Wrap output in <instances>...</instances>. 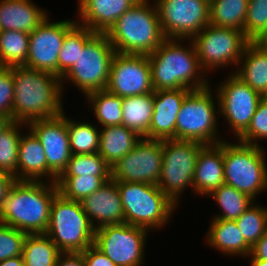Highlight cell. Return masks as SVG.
Listing matches in <instances>:
<instances>
[{"instance_id":"1","label":"cell","mask_w":267,"mask_h":266,"mask_svg":"<svg viewBox=\"0 0 267 266\" xmlns=\"http://www.w3.org/2000/svg\"><path fill=\"white\" fill-rule=\"evenodd\" d=\"M14 97L13 122L31 121L61 115L62 84L58 76L22 66H12Z\"/></svg>"},{"instance_id":"2","label":"cell","mask_w":267,"mask_h":266,"mask_svg":"<svg viewBox=\"0 0 267 266\" xmlns=\"http://www.w3.org/2000/svg\"><path fill=\"white\" fill-rule=\"evenodd\" d=\"M48 182L16 180L0 208V223L27 234L46 233L58 193L57 184Z\"/></svg>"},{"instance_id":"3","label":"cell","mask_w":267,"mask_h":266,"mask_svg":"<svg viewBox=\"0 0 267 266\" xmlns=\"http://www.w3.org/2000/svg\"><path fill=\"white\" fill-rule=\"evenodd\" d=\"M179 41L183 40L166 38L148 55L154 91L179 88L199 90L209 86L206 77L201 75L204 72L192 40L189 49Z\"/></svg>"},{"instance_id":"4","label":"cell","mask_w":267,"mask_h":266,"mask_svg":"<svg viewBox=\"0 0 267 266\" xmlns=\"http://www.w3.org/2000/svg\"><path fill=\"white\" fill-rule=\"evenodd\" d=\"M139 0L106 33L117 53L149 55L166 39L157 7Z\"/></svg>"},{"instance_id":"5","label":"cell","mask_w":267,"mask_h":266,"mask_svg":"<svg viewBox=\"0 0 267 266\" xmlns=\"http://www.w3.org/2000/svg\"><path fill=\"white\" fill-rule=\"evenodd\" d=\"M124 211V223L147 229L164 226L176 205L157 185L116 182Z\"/></svg>"},{"instance_id":"6","label":"cell","mask_w":267,"mask_h":266,"mask_svg":"<svg viewBox=\"0 0 267 266\" xmlns=\"http://www.w3.org/2000/svg\"><path fill=\"white\" fill-rule=\"evenodd\" d=\"M62 252H82L94 243L95 229L81 202L55 195L46 231Z\"/></svg>"},{"instance_id":"7","label":"cell","mask_w":267,"mask_h":266,"mask_svg":"<svg viewBox=\"0 0 267 266\" xmlns=\"http://www.w3.org/2000/svg\"><path fill=\"white\" fill-rule=\"evenodd\" d=\"M259 145L223 141L224 184L233 186L255 200L267 189L265 152Z\"/></svg>"},{"instance_id":"8","label":"cell","mask_w":267,"mask_h":266,"mask_svg":"<svg viewBox=\"0 0 267 266\" xmlns=\"http://www.w3.org/2000/svg\"><path fill=\"white\" fill-rule=\"evenodd\" d=\"M210 86L191 90L182 103L176 120V139L192 140L204 145L219 144L217 114Z\"/></svg>"},{"instance_id":"9","label":"cell","mask_w":267,"mask_h":266,"mask_svg":"<svg viewBox=\"0 0 267 266\" xmlns=\"http://www.w3.org/2000/svg\"><path fill=\"white\" fill-rule=\"evenodd\" d=\"M204 146L192 140H162L163 162L157 186L176 206L185 187L193 188L197 157Z\"/></svg>"},{"instance_id":"10","label":"cell","mask_w":267,"mask_h":266,"mask_svg":"<svg viewBox=\"0 0 267 266\" xmlns=\"http://www.w3.org/2000/svg\"><path fill=\"white\" fill-rule=\"evenodd\" d=\"M115 53L107 35L97 33L83 50H79L76 62L61 81H73L85 96L94 91L106 90Z\"/></svg>"},{"instance_id":"11","label":"cell","mask_w":267,"mask_h":266,"mask_svg":"<svg viewBox=\"0 0 267 266\" xmlns=\"http://www.w3.org/2000/svg\"><path fill=\"white\" fill-rule=\"evenodd\" d=\"M203 71L228 65H239L246 46L250 43L244 34L233 28L208 24L192 39Z\"/></svg>"},{"instance_id":"12","label":"cell","mask_w":267,"mask_h":266,"mask_svg":"<svg viewBox=\"0 0 267 266\" xmlns=\"http://www.w3.org/2000/svg\"><path fill=\"white\" fill-rule=\"evenodd\" d=\"M165 38L192 39L210 24V0H155Z\"/></svg>"},{"instance_id":"13","label":"cell","mask_w":267,"mask_h":266,"mask_svg":"<svg viewBox=\"0 0 267 266\" xmlns=\"http://www.w3.org/2000/svg\"><path fill=\"white\" fill-rule=\"evenodd\" d=\"M147 232L127 223L106 225L95 230L93 245L116 266H141Z\"/></svg>"},{"instance_id":"14","label":"cell","mask_w":267,"mask_h":266,"mask_svg":"<svg viewBox=\"0 0 267 266\" xmlns=\"http://www.w3.org/2000/svg\"><path fill=\"white\" fill-rule=\"evenodd\" d=\"M163 162L162 140L142 137L111 167V179L157 185Z\"/></svg>"},{"instance_id":"15","label":"cell","mask_w":267,"mask_h":266,"mask_svg":"<svg viewBox=\"0 0 267 266\" xmlns=\"http://www.w3.org/2000/svg\"><path fill=\"white\" fill-rule=\"evenodd\" d=\"M219 88V89H218ZM216 90L219 113L228 121L237 139L247 130L263 97L234 73Z\"/></svg>"},{"instance_id":"16","label":"cell","mask_w":267,"mask_h":266,"mask_svg":"<svg viewBox=\"0 0 267 266\" xmlns=\"http://www.w3.org/2000/svg\"><path fill=\"white\" fill-rule=\"evenodd\" d=\"M48 16L29 34L28 58L25 67L58 76V56L66 33L77 23L63 20L49 22Z\"/></svg>"},{"instance_id":"17","label":"cell","mask_w":267,"mask_h":266,"mask_svg":"<svg viewBox=\"0 0 267 266\" xmlns=\"http://www.w3.org/2000/svg\"><path fill=\"white\" fill-rule=\"evenodd\" d=\"M106 90L123 98L154 92L148 56L116 52Z\"/></svg>"},{"instance_id":"18","label":"cell","mask_w":267,"mask_h":266,"mask_svg":"<svg viewBox=\"0 0 267 266\" xmlns=\"http://www.w3.org/2000/svg\"><path fill=\"white\" fill-rule=\"evenodd\" d=\"M28 125L44 148L47 167L59 177L72 156L65 113L50 119L31 121Z\"/></svg>"},{"instance_id":"19","label":"cell","mask_w":267,"mask_h":266,"mask_svg":"<svg viewBox=\"0 0 267 266\" xmlns=\"http://www.w3.org/2000/svg\"><path fill=\"white\" fill-rule=\"evenodd\" d=\"M190 89L179 88L154 91L153 114L148 139H176V120Z\"/></svg>"},{"instance_id":"20","label":"cell","mask_w":267,"mask_h":266,"mask_svg":"<svg viewBox=\"0 0 267 266\" xmlns=\"http://www.w3.org/2000/svg\"><path fill=\"white\" fill-rule=\"evenodd\" d=\"M81 202L94 229L124 223V211L116 181L110 179ZM98 222V225L95 223Z\"/></svg>"},{"instance_id":"21","label":"cell","mask_w":267,"mask_h":266,"mask_svg":"<svg viewBox=\"0 0 267 266\" xmlns=\"http://www.w3.org/2000/svg\"><path fill=\"white\" fill-rule=\"evenodd\" d=\"M139 0H79L77 23L95 33L106 34L118 18Z\"/></svg>"},{"instance_id":"22","label":"cell","mask_w":267,"mask_h":266,"mask_svg":"<svg viewBox=\"0 0 267 266\" xmlns=\"http://www.w3.org/2000/svg\"><path fill=\"white\" fill-rule=\"evenodd\" d=\"M224 184L223 141L205 145L199 152L193 175V190L209 195Z\"/></svg>"},{"instance_id":"23","label":"cell","mask_w":267,"mask_h":266,"mask_svg":"<svg viewBox=\"0 0 267 266\" xmlns=\"http://www.w3.org/2000/svg\"><path fill=\"white\" fill-rule=\"evenodd\" d=\"M51 178L56 183L57 176L47 167V159L40 140L32 131L21 135L18 147V180L43 181Z\"/></svg>"},{"instance_id":"24","label":"cell","mask_w":267,"mask_h":266,"mask_svg":"<svg viewBox=\"0 0 267 266\" xmlns=\"http://www.w3.org/2000/svg\"><path fill=\"white\" fill-rule=\"evenodd\" d=\"M47 17L30 0H0V30H17L31 33Z\"/></svg>"},{"instance_id":"25","label":"cell","mask_w":267,"mask_h":266,"mask_svg":"<svg viewBox=\"0 0 267 266\" xmlns=\"http://www.w3.org/2000/svg\"><path fill=\"white\" fill-rule=\"evenodd\" d=\"M209 227L208 245L226 255L248 256L252 247L245 241L235 220L213 219Z\"/></svg>"},{"instance_id":"26","label":"cell","mask_w":267,"mask_h":266,"mask_svg":"<svg viewBox=\"0 0 267 266\" xmlns=\"http://www.w3.org/2000/svg\"><path fill=\"white\" fill-rule=\"evenodd\" d=\"M240 62L242 68L234 74L262 97H267V52L256 42H250Z\"/></svg>"},{"instance_id":"27","label":"cell","mask_w":267,"mask_h":266,"mask_svg":"<svg viewBox=\"0 0 267 266\" xmlns=\"http://www.w3.org/2000/svg\"><path fill=\"white\" fill-rule=\"evenodd\" d=\"M141 138L125 125L106 126L100 132L98 153L112 167L129 153Z\"/></svg>"},{"instance_id":"28","label":"cell","mask_w":267,"mask_h":266,"mask_svg":"<svg viewBox=\"0 0 267 266\" xmlns=\"http://www.w3.org/2000/svg\"><path fill=\"white\" fill-rule=\"evenodd\" d=\"M154 92L123 98L122 125L146 138L153 114Z\"/></svg>"},{"instance_id":"29","label":"cell","mask_w":267,"mask_h":266,"mask_svg":"<svg viewBox=\"0 0 267 266\" xmlns=\"http://www.w3.org/2000/svg\"><path fill=\"white\" fill-rule=\"evenodd\" d=\"M61 253L46 233L27 234L22 257L25 266H55Z\"/></svg>"},{"instance_id":"30","label":"cell","mask_w":267,"mask_h":266,"mask_svg":"<svg viewBox=\"0 0 267 266\" xmlns=\"http://www.w3.org/2000/svg\"><path fill=\"white\" fill-rule=\"evenodd\" d=\"M249 0H210V24L244 31Z\"/></svg>"},{"instance_id":"31","label":"cell","mask_w":267,"mask_h":266,"mask_svg":"<svg viewBox=\"0 0 267 266\" xmlns=\"http://www.w3.org/2000/svg\"><path fill=\"white\" fill-rule=\"evenodd\" d=\"M97 33L76 23L65 35L64 42L58 56V77L62 78L74 65L79 56V50Z\"/></svg>"},{"instance_id":"32","label":"cell","mask_w":267,"mask_h":266,"mask_svg":"<svg viewBox=\"0 0 267 266\" xmlns=\"http://www.w3.org/2000/svg\"><path fill=\"white\" fill-rule=\"evenodd\" d=\"M29 48V33L17 30L0 31V67L26 64Z\"/></svg>"},{"instance_id":"33","label":"cell","mask_w":267,"mask_h":266,"mask_svg":"<svg viewBox=\"0 0 267 266\" xmlns=\"http://www.w3.org/2000/svg\"><path fill=\"white\" fill-rule=\"evenodd\" d=\"M208 196L214 198L223 211L222 214L216 215L213 219L236 220L255 201L250 196L227 184H222Z\"/></svg>"},{"instance_id":"34","label":"cell","mask_w":267,"mask_h":266,"mask_svg":"<svg viewBox=\"0 0 267 266\" xmlns=\"http://www.w3.org/2000/svg\"><path fill=\"white\" fill-rule=\"evenodd\" d=\"M86 98L90 104L92 103L96 119L103 127L122 125L123 97L114 95L107 90H99L87 94Z\"/></svg>"},{"instance_id":"35","label":"cell","mask_w":267,"mask_h":266,"mask_svg":"<svg viewBox=\"0 0 267 266\" xmlns=\"http://www.w3.org/2000/svg\"><path fill=\"white\" fill-rule=\"evenodd\" d=\"M110 179L111 176H59L56 184L63 197L80 202Z\"/></svg>"},{"instance_id":"36","label":"cell","mask_w":267,"mask_h":266,"mask_svg":"<svg viewBox=\"0 0 267 266\" xmlns=\"http://www.w3.org/2000/svg\"><path fill=\"white\" fill-rule=\"evenodd\" d=\"M70 150L72 154L96 153L99 149L100 132L90 123L76 122L67 118Z\"/></svg>"},{"instance_id":"37","label":"cell","mask_w":267,"mask_h":266,"mask_svg":"<svg viewBox=\"0 0 267 266\" xmlns=\"http://www.w3.org/2000/svg\"><path fill=\"white\" fill-rule=\"evenodd\" d=\"M19 125V126H18ZM23 123L13 122L0 134V172L10 174L18 180V147L21 139L19 133Z\"/></svg>"},{"instance_id":"38","label":"cell","mask_w":267,"mask_h":266,"mask_svg":"<svg viewBox=\"0 0 267 266\" xmlns=\"http://www.w3.org/2000/svg\"><path fill=\"white\" fill-rule=\"evenodd\" d=\"M111 176V167L98 153L72 154L66 169L60 176Z\"/></svg>"},{"instance_id":"39","label":"cell","mask_w":267,"mask_h":266,"mask_svg":"<svg viewBox=\"0 0 267 266\" xmlns=\"http://www.w3.org/2000/svg\"><path fill=\"white\" fill-rule=\"evenodd\" d=\"M235 222L245 241L252 247L267 231V208L253 204Z\"/></svg>"},{"instance_id":"40","label":"cell","mask_w":267,"mask_h":266,"mask_svg":"<svg viewBox=\"0 0 267 266\" xmlns=\"http://www.w3.org/2000/svg\"><path fill=\"white\" fill-rule=\"evenodd\" d=\"M267 32V0H249L244 34L250 42H256Z\"/></svg>"},{"instance_id":"41","label":"cell","mask_w":267,"mask_h":266,"mask_svg":"<svg viewBox=\"0 0 267 266\" xmlns=\"http://www.w3.org/2000/svg\"><path fill=\"white\" fill-rule=\"evenodd\" d=\"M27 233L0 223V262L21 256Z\"/></svg>"},{"instance_id":"42","label":"cell","mask_w":267,"mask_h":266,"mask_svg":"<svg viewBox=\"0 0 267 266\" xmlns=\"http://www.w3.org/2000/svg\"><path fill=\"white\" fill-rule=\"evenodd\" d=\"M257 139H267V97H263L258 103L249 127L238 138L237 142L258 145Z\"/></svg>"},{"instance_id":"43","label":"cell","mask_w":267,"mask_h":266,"mask_svg":"<svg viewBox=\"0 0 267 266\" xmlns=\"http://www.w3.org/2000/svg\"><path fill=\"white\" fill-rule=\"evenodd\" d=\"M14 83L12 67H0V114L13 121Z\"/></svg>"},{"instance_id":"44","label":"cell","mask_w":267,"mask_h":266,"mask_svg":"<svg viewBox=\"0 0 267 266\" xmlns=\"http://www.w3.org/2000/svg\"><path fill=\"white\" fill-rule=\"evenodd\" d=\"M82 253L86 266H116L110 258L94 245L87 247Z\"/></svg>"},{"instance_id":"45","label":"cell","mask_w":267,"mask_h":266,"mask_svg":"<svg viewBox=\"0 0 267 266\" xmlns=\"http://www.w3.org/2000/svg\"><path fill=\"white\" fill-rule=\"evenodd\" d=\"M55 266H86L82 252H62Z\"/></svg>"},{"instance_id":"46","label":"cell","mask_w":267,"mask_h":266,"mask_svg":"<svg viewBox=\"0 0 267 266\" xmlns=\"http://www.w3.org/2000/svg\"><path fill=\"white\" fill-rule=\"evenodd\" d=\"M248 256L267 261V231L252 246L251 253Z\"/></svg>"},{"instance_id":"47","label":"cell","mask_w":267,"mask_h":266,"mask_svg":"<svg viewBox=\"0 0 267 266\" xmlns=\"http://www.w3.org/2000/svg\"><path fill=\"white\" fill-rule=\"evenodd\" d=\"M15 181L16 179L14 176L0 172V208L6 200L7 194Z\"/></svg>"},{"instance_id":"48","label":"cell","mask_w":267,"mask_h":266,"mask_svg":"<svg viewBox=\"0 0 267 266\" xmlns=\"http://www.w3.org/2000/svg\"><path fill=\"white\" fill-rule=\"evenodd\" d=\"M0 266H25V263L21 255L1 261Z\"/></svg>"},{"instance_id":"49","label":"cell","mask_w":267,"mask_h":266,"mask_svg":"<svg viewBox=\"0 0 267 266\" xmlns=\"http://www.w3.org/2000/svg\"><path fill=\"white\" fill-rule=\"evenodd\" d=\"M12 123L13 121L9 116L0 114V134L4 132Z\"/></svg>"},{"instance_id":"50","label":"cell","mask_w":267,"mask_h":266,"mask_svg":"<svg viewBox=\"0 0 267 266\" xmlns=\"http://www.w3.org/2000/svg\"><path fill=\"white\" fill-rule=\"evenodd\" d=\"M256 43L267 52V32Z\"/></svg>"},{"instance_id":"51","label":"cell","mask_w":267,"mask_h":266,"mask_svg":"<svg viewBox=\"0 0 267 266\" xmlns=\"http://www.w3.org/2000/svg\"><path fill=\"white\" fill-rule=\"evenodd\" d=\"M250 259H251L250 266H267L266 260L257 259V258H250Z\"/></svg>"}]
</instances>
